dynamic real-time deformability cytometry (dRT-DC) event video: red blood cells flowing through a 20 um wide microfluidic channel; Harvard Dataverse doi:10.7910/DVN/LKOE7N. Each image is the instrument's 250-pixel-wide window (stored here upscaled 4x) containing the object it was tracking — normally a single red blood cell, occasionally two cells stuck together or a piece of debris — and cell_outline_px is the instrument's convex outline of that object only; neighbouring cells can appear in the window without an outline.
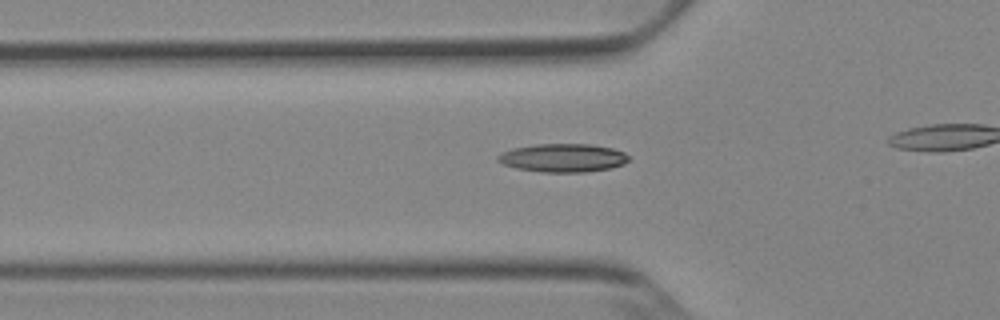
{"species": "Egyptian fruit bat (a non-hibernating species)", "species_latin": "Rousettus aegyptiacus", "temperature_condition": "cold", "stored_images_in_passage": 29, "camera_frame_rate_fps": 3000, "um_per_image_px": 0.085, "animal": {"sex": "female"}, "frame": {"image": 1, "passage_image": 4, "time_ms": 1.0, "image_size_px": [1000, 320], "cell_outline_px": [[628, 160], [624, 164], [612, 168], [584, 172], [544, 172], [516, 168], [504, 164], [496, 160], [496, 156], [512, 148], [536, 144], [588, 144], [612, 148], [624, 152], [628, 156]], "centroid_in_image_um": [47.85, 13.42], "position_along_channel_um": 77.9, "area_um2": 21.56}}
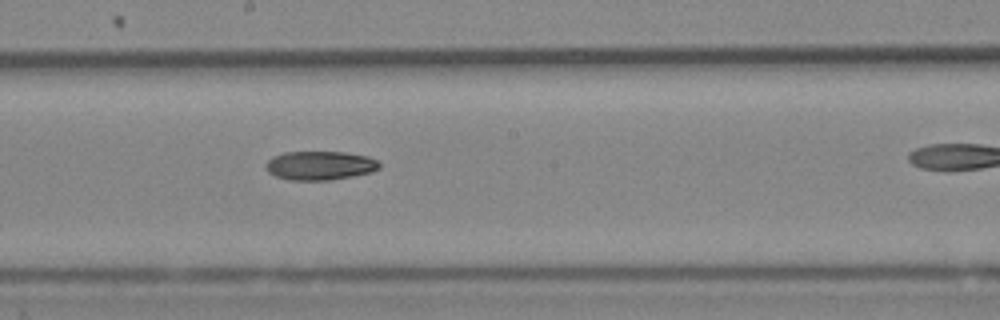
{"frame": {"image": 2, "passage_image": 15, "time_ms": 4.667, "image_size_px": [1000, 320], "cell_outline_px": [[380, 168], [372, 172], [352, 176], [328, 180], [288, 180], [276, 176], [268, 172], [264, 168], [264, 164], [272, 156], [284, 152], [344, 152], [368, 156], [376, 160], [380, 164]], "centroid_in_image_um": [27.16, 14.07], "position_along_channel_um": 221.0, "area_um2": 19.25}}
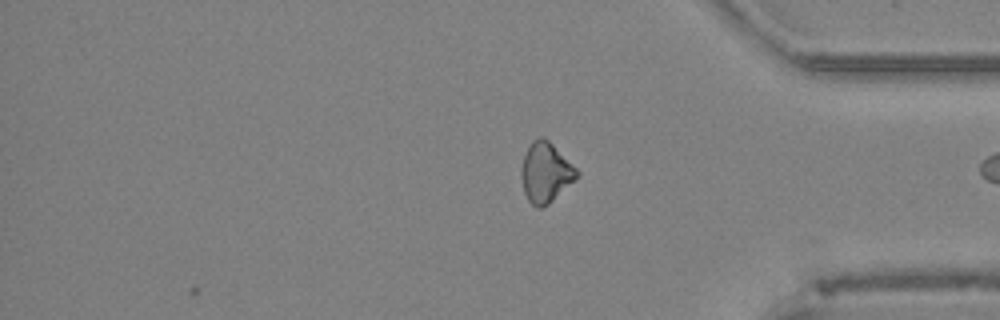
{"frame": {"image": 3, "passage_image": 29, "time_ms": 9.333, "image_size_px": [1000, 320], "cell_outline_px": [[580, 176], [576, 180], [548, 204], [540, 208], [536, 208], [528, 200], [524, 192], [520, 176], [520, 168], [524, 156], [532, 140], [540, 136], [544, 136], [580, 172]], "centroid_in_image_um": [46.37, 14.67], "position_along_channel_um": 388.8, "area_um2": 19.48}, "authors_computed_cell_mechanics": {"area_um2": 19.4786, "velocity_mm_per_s": 3.9108, "shape_relaxation_time_tau1_ms": 9.4201, "shape_relaxation_time_tau2_ms": null, "deformation_change_tau1": 0.1402, "deformation_change_tau2": null}}